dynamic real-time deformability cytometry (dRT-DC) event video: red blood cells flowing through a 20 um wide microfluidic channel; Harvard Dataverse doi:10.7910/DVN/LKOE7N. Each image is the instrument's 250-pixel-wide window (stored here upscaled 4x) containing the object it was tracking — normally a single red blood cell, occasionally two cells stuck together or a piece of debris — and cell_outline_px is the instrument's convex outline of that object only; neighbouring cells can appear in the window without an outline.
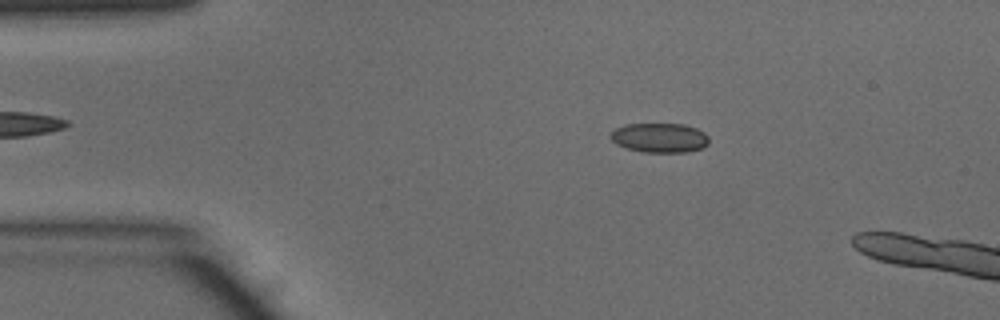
{"species": "common noctule bat (a hibernating species)", "species_latin": "Nyctalus noctula", "temperature_condition": "warm", "stored_images_in_passage": 14, "camera_frame_rate_fps": 3000, "um_per_image_px": 0.085, "animal": {"sex": "male", "body_mass_g": 15.6}, "frame": {"image": 1, "passage_image": 8, "time_ms": 2.333, "image_size_px": [1000, 320], "cell_outline_px": [[708, 144], [704, 148], [688, 152], [640, 152], [616, 144], [608, 136], [616, 128], [624, 124], [684, 124], [696, 128], [704, 132], [708, 136]], "centroid_in_image_um": [56.08, 11.71], "position_along_channel_um": 28.9, "area_um2": 17.05}}